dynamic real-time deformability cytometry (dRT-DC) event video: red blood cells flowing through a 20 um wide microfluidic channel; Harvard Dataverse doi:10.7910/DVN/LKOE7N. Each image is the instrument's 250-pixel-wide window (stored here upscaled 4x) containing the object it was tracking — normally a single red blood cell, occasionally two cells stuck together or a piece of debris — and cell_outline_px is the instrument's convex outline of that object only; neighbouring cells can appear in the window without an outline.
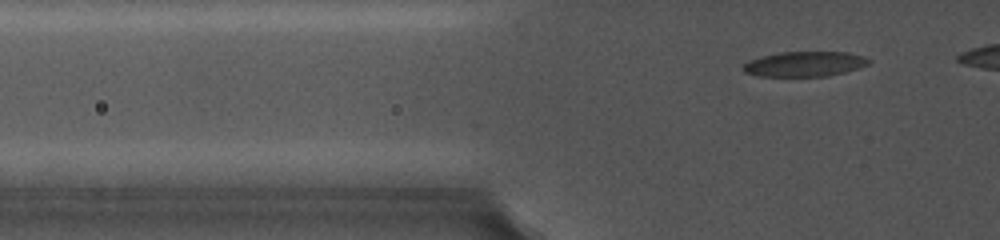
{"species": "common noctule bat (a hibernating species)", "species_latin": "Nyctalus noctula", "temperature_condition": "cold", "stored_images_in_passage": 59, "segment_of_instrument_passage": [1, 2], "camera_frame_rate_fps": 5000, "um_per_image_px": 0.085, "animal": {"sex": "female", "body_mass_g": 19.0, "forearm_length_mm": 56.7}, "frame": {"image": 1, "passage_image": 2, "time_ms": 0.2, "image_size_px": [1000, 240], "cell_outline_px": [[872, 60], [868, 64], [860, 68], [848, 72], [828, 76], [756, 76], [744, 72], [740, 68], [748, 60], [760, 56], [780, 52], [848, 52], [864, 56]], "centroid_in_image_um": [68.39, 5.44], "position_along_channel_um": 57.4, "area_um2": 18.67}}
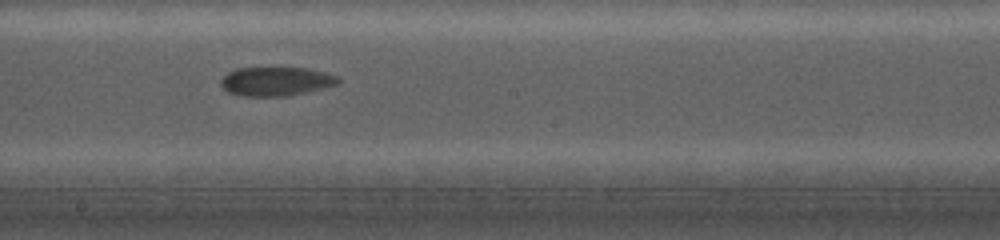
{"frame": {"image": 2, "passage_image": 35, "time_ms": 5.4, "image_size_px": [1000, 240], "cell_outline_px": [[340, 84], [288, 96], [240, 96], [228, 92], [220, 84], [220, 80], [228, 72], [236, 68], [308, 68], [340, 76]], "centroid_in_image_um": [23.48, 6.92], "position_along_channel_um": 224.7, "area_um2": 19.88}}
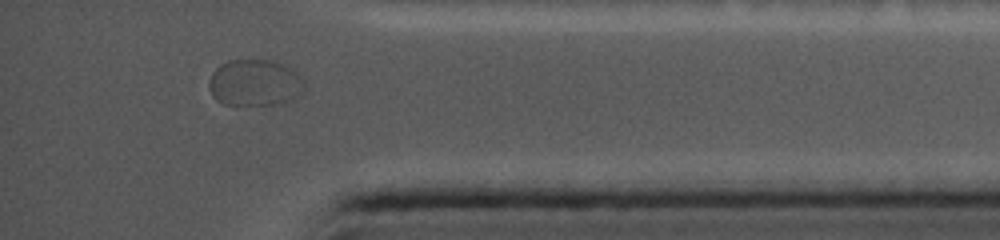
{"frame": {"image": 3, "passage_image": 56, "time_ms": 10.6, "image_size_px": [1000, 240], "cell_outline_px": [[304, 92], [300, 96], [276, 104], [224, 104], [216, 100], [212, 96], [208, 84], [212, 72], [220, 64], [228, 60], [272, 60], [300, 72], [304, 84]], "centroid_in_image_um": [21.67, 7.02], "position_along_channel_um": 413.5, "area_um2": 26.01}}